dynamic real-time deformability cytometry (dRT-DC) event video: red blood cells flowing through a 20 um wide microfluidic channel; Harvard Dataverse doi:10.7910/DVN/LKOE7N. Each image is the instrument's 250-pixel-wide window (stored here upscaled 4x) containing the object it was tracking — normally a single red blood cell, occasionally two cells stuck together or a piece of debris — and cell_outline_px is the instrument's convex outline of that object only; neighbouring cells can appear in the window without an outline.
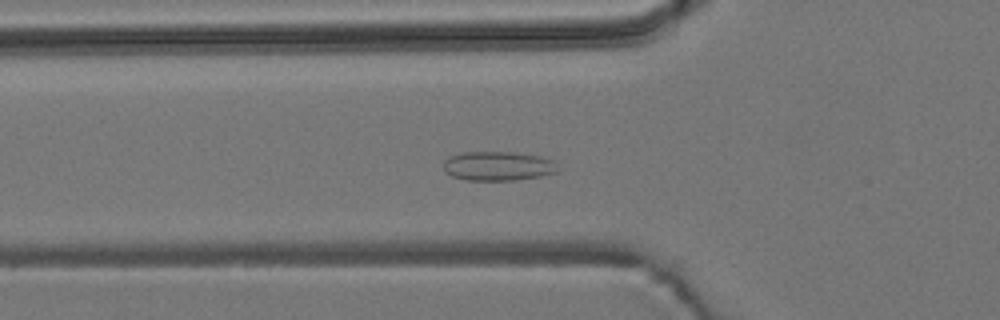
{"species": "common noctule bat (a hibernating species)", "species_latin": "Nyctalus noctula", "temperature_condition": "room temperature", "stored_images_in_passage": 54, "camera_frame_rate_fps": 3000, "um_per_image_px": 0.085, "animal": {"sex": "male", "body_mass_g": 19.2, "forearm_length_mm": 51.8}, "frame": {"image": 1, "passage_image": 17, "time_ms": 5.333, "image_size_px": [1000, 320], "cell_outline_px": [[556, 172], [540, 176], [516, 180], [468, 180], [452, 176], [444, 172], [444, 160], [448, 156], [464, 152], [512, 152], [540, 156], [556, 160]], "centroid_in_image_um": [42.31, 14.1], "position_along_channel_um": 83.5, "area_um2": 19.54}}
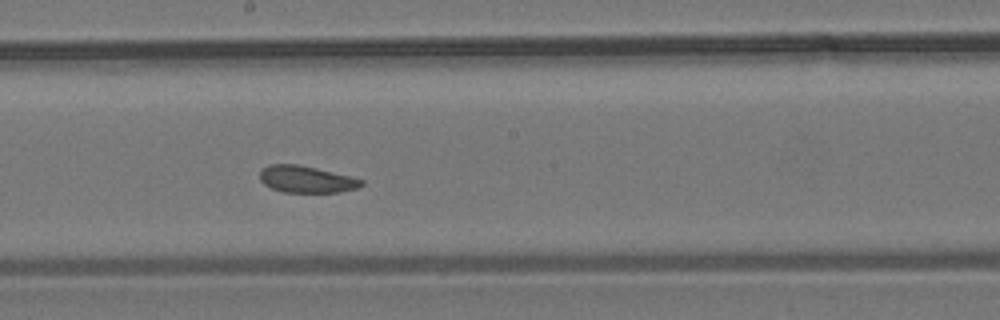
{"frame": {"image": 2, "passage_image": 28, "time_ms": 9.0, "image_size_px": [1000, 320], "cell_outline_px": [[364, 184], [356, 188], [340, 192], [284, 192], [272, 188], [264, 184], [260, 180], [260, 172], [268, 164], [296, 164], [316, 168], [364, 180]], "centroid_in_image_um": [26.03, 15.24], "position_along_channel_um": 222.2, "area_um2": 15.66}}
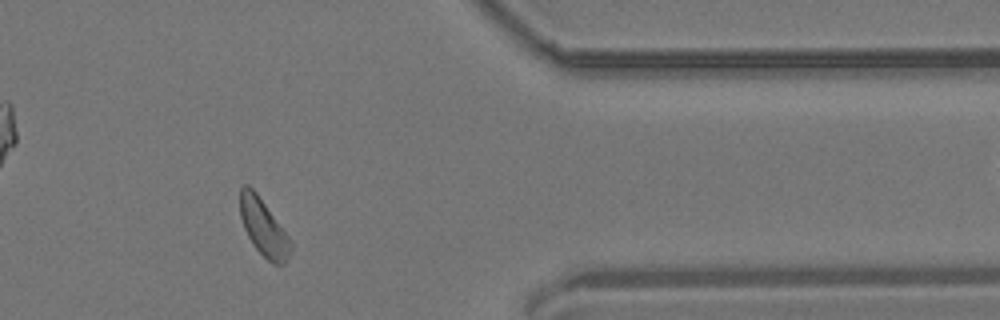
{"frame": {"image": 3, "passage_image": 43, "time_ms": 14.0, "image_size_px": [1000, 320], "cell_outline_px": [[292, 248], [284, 264], [272, 264], [252, 244], [244, 228], [240, 216], [240, 188], [244, 184], [248, 184], [256, 192], [288, 236], [292, 244]], "centroid_in_image_um": [22.38, 19.33], "position_along_channel_um": 389.0, "area_um2": 16.47}, "authors_computed_cell_mechanics": {"area_um2": 17.0799, "velocity_mm_per_s": 3.7683, "shape_relaxation_time_tau1_ms": null, "shape_relaxation_time_tau2_ms": 9.5951, "deformation_change_tau1": null, "deformation_change_tau2": 0.1339}}